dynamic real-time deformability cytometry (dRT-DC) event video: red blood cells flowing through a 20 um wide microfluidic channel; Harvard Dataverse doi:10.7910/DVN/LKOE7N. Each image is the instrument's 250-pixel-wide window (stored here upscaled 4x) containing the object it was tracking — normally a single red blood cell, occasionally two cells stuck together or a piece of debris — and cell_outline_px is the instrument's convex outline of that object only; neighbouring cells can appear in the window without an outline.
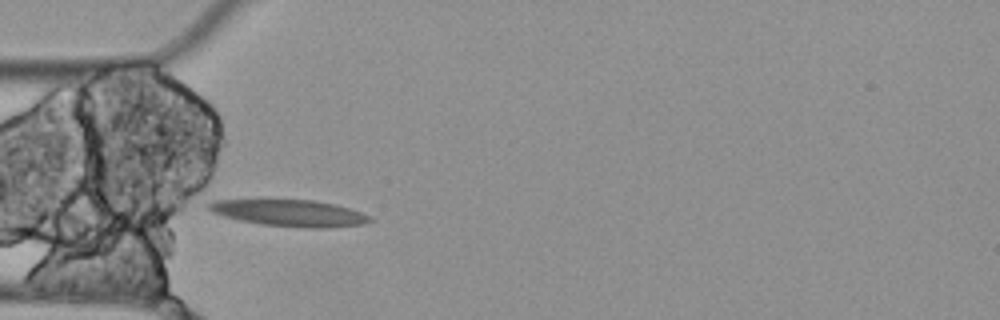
{"species": "Egyptian fruit bat (a non-hibernating species)", "species_latin": "Rousettus aegyptiacus", "temperature_condition": "cold", "stored_images_in_passage": 4, "camera_frame_rate_fps": 3000, "um_per_image_px": 0.085, "animal": {"sex": "female"}, "frame": {"image": 1, "passage_image": 4, "time_ms": 1.0, "image_size_px": [1000, 320], "cell_outline_px": [[372, 220], [364, 224], [328, 228], [304, 228], [260, 224], [240, 220], [224, 216], [212, 212], [204, 208], [204, 204], [212, 200], [312, 200], [336, 204], [360, 212], [368, 216]], "centroid_in_image_um": [24.55, 18.11], "position_along_channel_um": 60.5, "area_um2": 25.03}}